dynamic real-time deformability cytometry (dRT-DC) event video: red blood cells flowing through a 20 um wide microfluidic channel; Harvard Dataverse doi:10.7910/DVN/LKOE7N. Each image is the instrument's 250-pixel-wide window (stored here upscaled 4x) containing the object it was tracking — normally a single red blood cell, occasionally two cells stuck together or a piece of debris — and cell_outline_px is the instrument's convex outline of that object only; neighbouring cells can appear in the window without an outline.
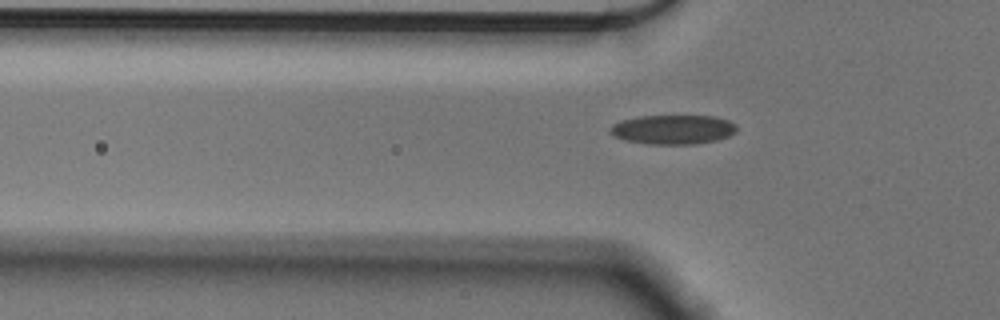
{"species": "Egyptian fruit bat (a non-hibernating species)", "species_latin": "Rousettus aegyptiacus", "temperature_condition": "cold", "stored_images_in_passage": 42, "camera_frame_rate_fps": 3000, "um_per_image_px": 0.085, "animal": {"sex": "male"}, "frame": {"image": 1, "passage_image": 4, "time_ms": 1.0, "image_size_px": [1000, 320], "cell_outline_px": [[736, 132], [728, 136], [716, 140], [696, 144], [648, 144], [624, 140], [608, 132], [608, 128], [612, 124], [620, 120], [640, 116], [716, 116], [728, 120], [736, 124]], "centroid_in_image_um": [57.18, 11.0], "position_along_channel_um": 68.6, "area_um2": 21.79}}
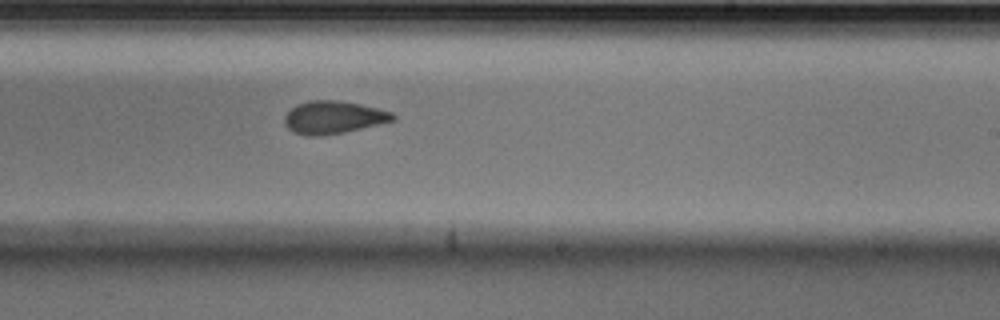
{"frame": {"image": 2, "passage_image": 20, "time_ms": 6.333, "image_size_px": [1000, 320], "cell_outline_px": [[396, 120], [380, 124], [344, 132], [320, 136], [308, 136], [292, 132], [284, 124], [284, 116], [296, 104], [308, 100], [340, 100], [360, 104], [392, 112], [396, 116]], "centroid_in_image_um": [28.33, 9.97], "position_along_channel_um": 260.7, "area_um2": 20.81}}
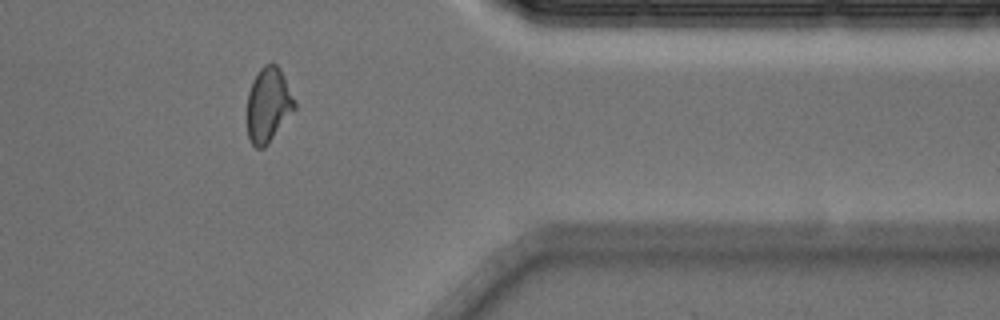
{"frame": {"image": 3, "passage_image": 32, "time_ms": 10.333, "image_size_px": [1000, 320], "cell_outline_px": [[296, 108], [268, 144], [264, 148], [256, 148], [252, 144], [248, 136], [248, 92], [252, 80], [260, 68], [264, 64], [276, 64], [280, 68], [296, 100]], "centroid_in_image_um": [22.82, 8.9], "position_along_channel_um": 388.6, "area_um2": 20.69}, "authors_computed_cell_mechanics": {"area_um2": 20.5479, "velocity_mm_per_s": 3.5934, "shape_relaxation_time_tau1_ms": 8.0111, "shape_relaxation_time_tau2_ms": 1.9855, "deformation_change_tau1": 0.1491, "deformation_change_tau2": 0.0702}}